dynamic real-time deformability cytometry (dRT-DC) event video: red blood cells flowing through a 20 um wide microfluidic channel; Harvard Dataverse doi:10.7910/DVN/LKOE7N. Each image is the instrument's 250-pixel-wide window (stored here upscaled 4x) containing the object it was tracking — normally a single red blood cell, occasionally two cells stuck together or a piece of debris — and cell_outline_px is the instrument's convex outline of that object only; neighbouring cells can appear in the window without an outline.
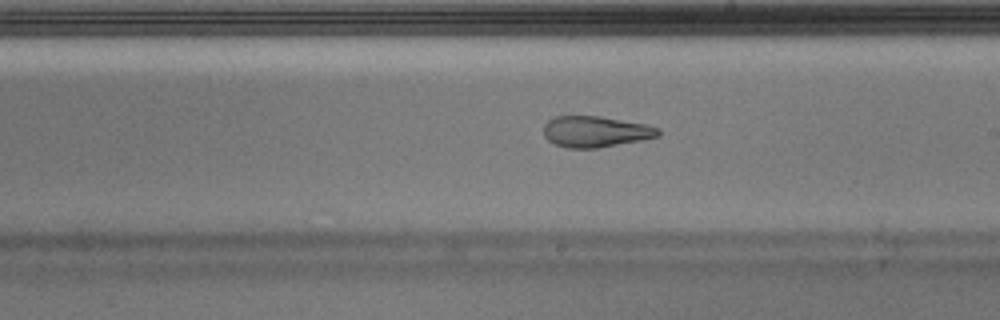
{"species": "Egyptian fruit bat (a non-hibernating species)", "species_latin": "Rousettus aegyptiacus", "temperature_condition": "warm", "stored_images_in_passage": 51, "camera_frame_rate_fps": 3000, "um_per_image_px": 0.085, "animal": {"sex": "male"}, "frame": {"image": 1, "passage_image": 30, "time_ms": 9.667, "image_size_px": [1000, 320], "cell_outline_px": [[660, 136], [600, 148], [568, 148], [552, 144], [544, 136], [544, 124], [548, 120], [556, 116], [600, 116], [648, 124], [660, 128]], "centroid_in_image_um": [50.62, 11.19], "position_along_channel_um": 238.4, "area_um2": 20.98}, "authors_computed_cell_mechanics": {"area_um2": 22.3108, "velocity_mm_per_s": 4.0038, "shape_relaxation_time_tau1_ms": null, "shape_relaxation_time_tau2_ms": 2.2263, "deformation_change_tau1": null, "deformation_change_tau2": 0.1101}}